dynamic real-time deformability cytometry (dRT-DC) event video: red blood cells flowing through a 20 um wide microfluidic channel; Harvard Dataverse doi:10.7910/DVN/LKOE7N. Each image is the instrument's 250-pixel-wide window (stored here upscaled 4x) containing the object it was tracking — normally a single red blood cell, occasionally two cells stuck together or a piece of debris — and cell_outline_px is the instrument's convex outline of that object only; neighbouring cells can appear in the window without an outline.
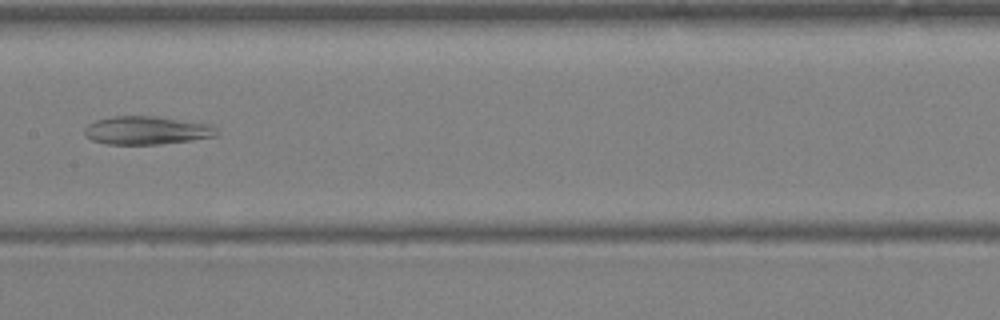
{"species": "Egyptian fruit bat (a non-hibernating species)", "species_latin": "Rousettus aegyptiacus", "temperature_condition": "warm", "stored_images_in_passage": 36, "camera_frame_rate_fps": 3000, "um_per_image_px": 0.085, "animal": {"sex": "female"}, "frame": {"image": 1, "passage_image": 17, "time_ms": 5.333, "image_size_px": [1000, 320], "cell_outline_px": [[220, 132], [216, 136], [192, 140], [160, 144], [108, 144], [92, 140], [84, 136], [84, 128], [88, 124], [96, 120], [112, 116], [156, 116], [212, 124]], "centroid_in_image_um": [12.48, 11.08], "position_along_channel_um": 194.9, "area_um2": 21.96}}
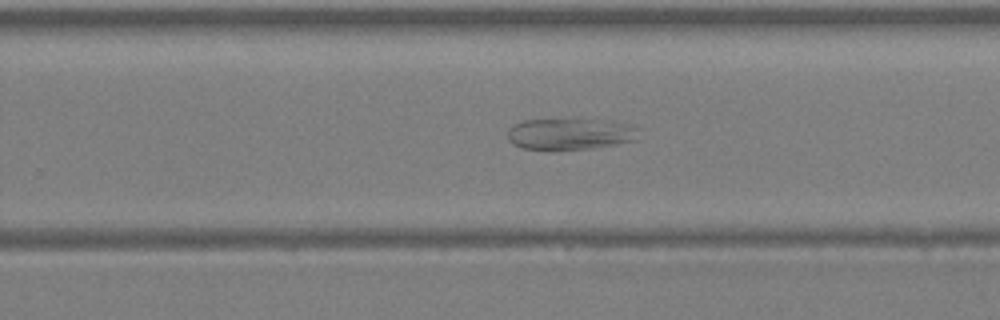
{"frame": {"image": 2, "passage_image": 22, "time_ms": 7.0, "image_size_px": [1000, 320], "cell_outline_px": [[636, 140], [592, 148], [524, 148], [512, 144], [508, 140], [508, 128], [512, 124], [524, 120], [608, 120], [636, 128]], "centroid_in_image_um": [48.38, 11.37], "position_along_channel_um": 281.4, "area_um2": 23.12}}
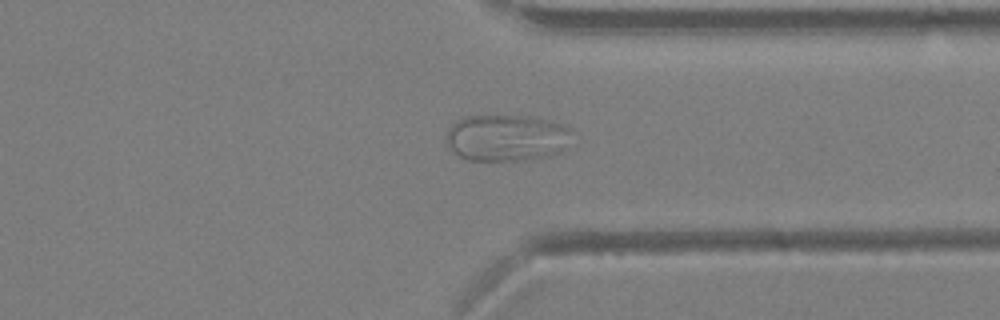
{"frame": {"image": 3, "passage_image": 27, "time_ms": 8.667, "image_size_px": [1000, 320], "cell_outline_px": [[576, 132], [568, 148], [564, 152], [548, 156], [524, 160], [468, 160], [460, 156], [448, 148], [444, 144], [444, 136], [448, 128], [456, 120], [464, 116], [524, 116], [548, 120], [564, 124], [572, 128]], "centroid_in_image_um": [43.11, 11.72], "position_along_channel_um": 368.3, "area_um2": 35.2}}